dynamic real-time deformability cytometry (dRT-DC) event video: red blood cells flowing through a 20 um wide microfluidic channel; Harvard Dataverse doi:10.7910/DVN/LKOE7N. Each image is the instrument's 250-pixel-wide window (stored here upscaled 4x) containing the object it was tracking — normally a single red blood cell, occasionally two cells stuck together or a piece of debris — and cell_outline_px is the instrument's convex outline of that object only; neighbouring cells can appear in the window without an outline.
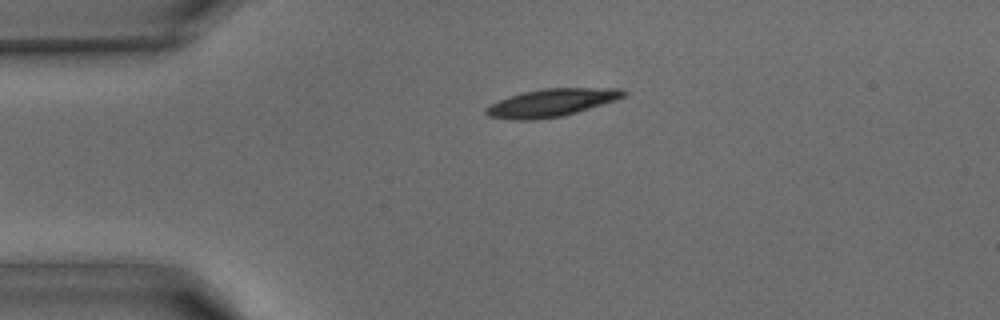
{"species": "common noctule bat (a hibernating species)", "species_latin": "Nyctalus noctula", "temperature_condition": "warm", "stored_images_in_passage": 34, "camera_frame_rate_fps": 3000, "um_per_image_px": 0.085, "animal": {"sex": "male", "body_mass_g": 15.6}, "frame": {"image": 1, "passage_image": 1, "time_ms": 0.0, "image_size_px": [1000, 320], "cell_outline_px": [[628, 92], [624, 96], [616, 100], [576, 112], [560, 116], [532, 120], [512, 120], [488, 116], [484, 112], [484, 108], [508, 96], [524, 92], [544, 88], [624, 88]], "centroid_in_image_um": [46.88, 8.72], "position_along_channel_um": 38.1, "area_um2": 22.14}}
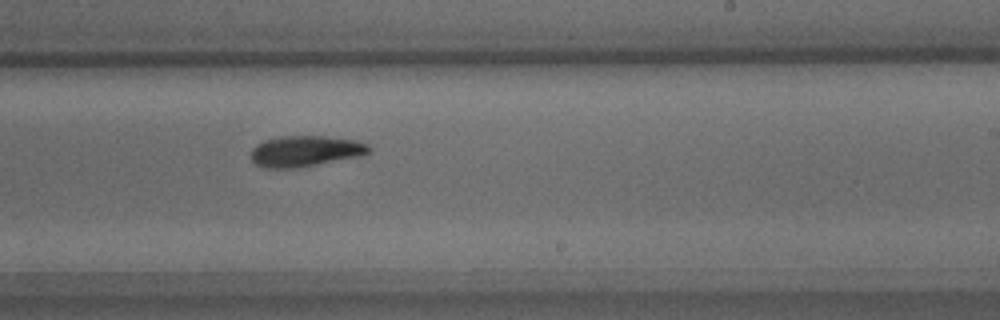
{"frame": {"image": 2, "passage_image": 17, "time_ms": 5.333, "image_size_px": [1000, 320], "cell_outline_px": [[372, 148], [364, 156], [300, 168], [260, 168], [252, 160], [252, 148], [256, 144], [264, 140], [280, 136], [324, 136], [352, 140], [368, 144]], "centroid_in_image_um": [25.96, 12.86], "position_along_channel_um": 263.0, "area_um2": 21.56}}
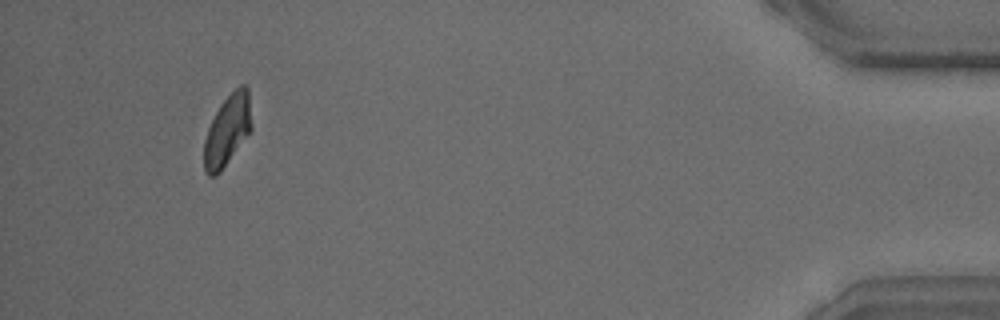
{"frame": {"image": 3, "passage_image": 31, "time_ms": 10.0, "image_size_px": [1000, 320], "cell_outline_px": [[252, 128], [220, 172], [216, 176], [208, 176], [204, 172], [204, 140], [208, 128], [220, 104], [240, 84], [244, 84], [248, 88], [252, 124]], "centroid_in_image_um": [19.32, 11.08], "position_along_channel_um": 415.9, "area_um2": 19.42}}